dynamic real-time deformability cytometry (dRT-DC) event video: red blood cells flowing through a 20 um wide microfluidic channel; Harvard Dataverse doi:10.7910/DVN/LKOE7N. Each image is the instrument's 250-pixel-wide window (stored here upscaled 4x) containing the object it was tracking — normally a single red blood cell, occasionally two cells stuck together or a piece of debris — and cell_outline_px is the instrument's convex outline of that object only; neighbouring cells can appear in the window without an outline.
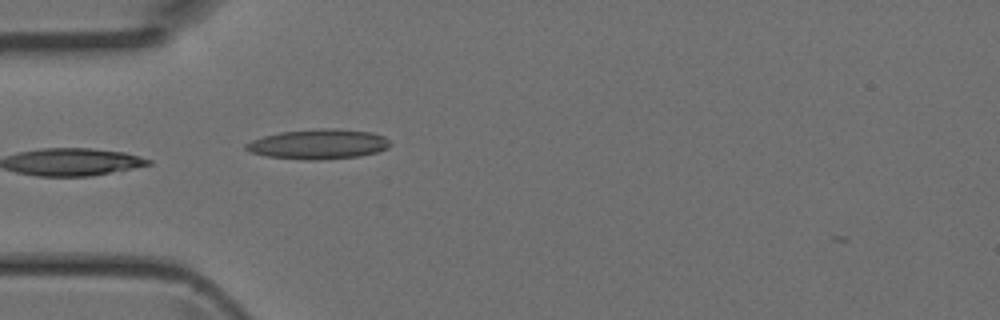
{"species": "Egyptian fruit bat (a non-hibernating species)", "species_latin": "Rousettus aegyptiacus", "temperature_condition": "room temperature", "stored_images_in_passage": 3, "camera_frame_rate_fps": 3000, "um_per_image_px": 0.085, "animal": {"sex": "female"}, "frame": {"image": 1, "passage_image": 3, "time_ms": 0.667, "image_size_px": [1000, 320], "cell_outline_px": [[392, 144], [388, 148], [376, 152], [360, 156], [316, 160], [304, 160], [268, 156], [248, 152], [244, 148], [244, 144], [252, 140], [264, 136], [280, 132], [320, 128], [332, 128], [372, 132], [384, 136]], "centroid_in_image_um": [27.06, 12.25], "position_along_channel_um": 57.9, "area_um2": 25.2}}